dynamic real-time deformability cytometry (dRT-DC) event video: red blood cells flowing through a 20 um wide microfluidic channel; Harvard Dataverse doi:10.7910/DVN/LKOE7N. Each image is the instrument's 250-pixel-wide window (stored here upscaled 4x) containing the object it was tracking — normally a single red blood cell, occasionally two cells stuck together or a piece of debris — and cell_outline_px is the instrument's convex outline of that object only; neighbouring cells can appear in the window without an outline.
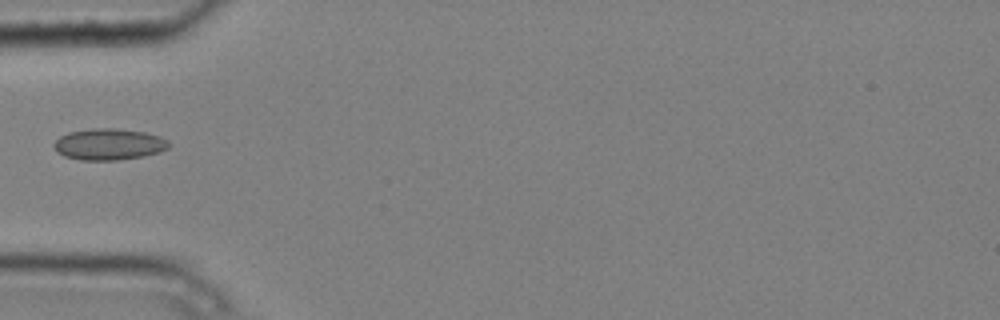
{"species": "common noctule bat (a hibernating species)", "species_latin": "Nyctalus noctula", "temperature_condition": "cold", "stored_images_in_passage": 6, "camera_frame_rate_fps": 3000, "um_per_image_px": 0.085, "animal": {"sex": "male", "body_mass_g": 20.4}, "frame": {"image": 1, "passage_image": 6, "time_ms": 1.667, "image_size_px": [1000, 320], "cell_outline_px": [[172, 144], [168, 148], [160, 152], [144, 156], [116, 160], [80, 160], [64, 156], [56, 152], [52, 144], [60, 136], [68, 132], [92, 128], [116, 128], [144, 132], [160, 136], [168, 140]], "centroid_in_image_um": [9.26, 12.26], "position_along_channel_um": 75.7, "area_um2": 21.27}}